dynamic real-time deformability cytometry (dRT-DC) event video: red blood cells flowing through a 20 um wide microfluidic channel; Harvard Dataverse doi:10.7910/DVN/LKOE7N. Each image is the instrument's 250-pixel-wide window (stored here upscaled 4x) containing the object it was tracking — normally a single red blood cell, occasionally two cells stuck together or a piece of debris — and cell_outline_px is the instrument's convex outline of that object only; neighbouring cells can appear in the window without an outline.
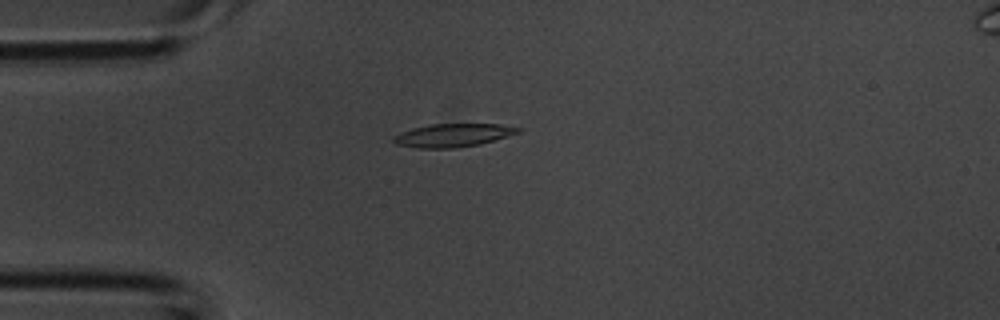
{"species": "common noctule bat (a hibernating species)", "species_latin": "Nyctalus noctula", "temperature_condition": "room temperature", "stored_images_in_passage": 34, "camera_frame_rate_fps": 3000, "um_per_image_px": 0.085, "animal": {"sex": "male", "body_mass_g": 20.1, "forearm_length_mm": 53.5}, "frame": {"image": 1, "passage_image": 3, "time_ms": 0.667, "image_size_px": [1000, 320], "cell_outline_px": [[520, 132], [480, 144], [452, 148], [420, 148], [396, 144], [392, 140], [392, 136], [400, 132], [412, 128], [428, 124], [500, 124], [520, 128]], "centroid_in_image_um": [38.44, 11.49], "position_along_channel_um": 46.6, "area_um2": 16.76}}
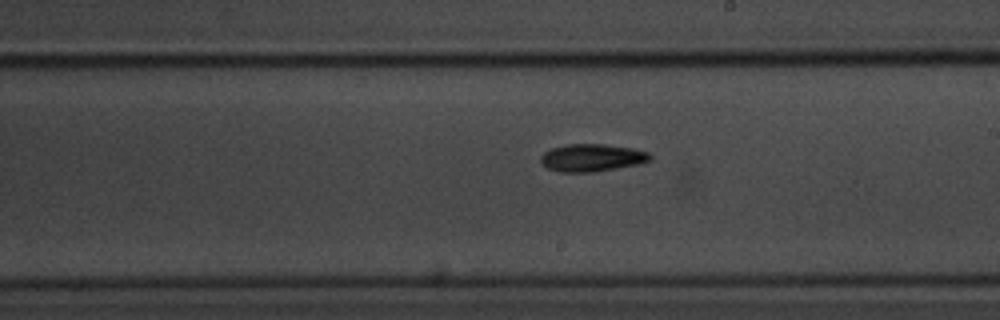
{"frame": {"image": 2, "passage_image": 16, "time_ms": 5.0, "image_size_px": [1000, 320], "cell_outline_px": [[652, 160], [640, 164], [592, 172], [560, 172], [548, 168], [540, 164], [540, 156], [544, 152], [552, 148], [564, 144], [604, 144], [632, 148], [648, 152], [652, 156]], "centroid_in_image_um": [50.3, 13.4], "position_along_channel_um": 238.7, "area_um2": 17.69}}
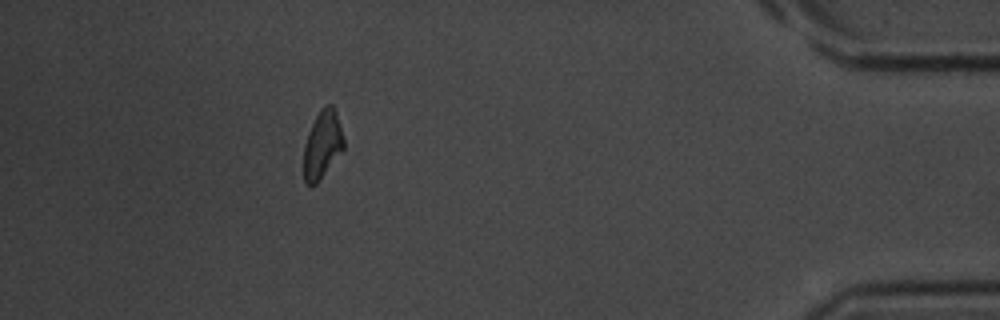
{"frame": {"image": 3, "passage_image": 30, "time_ms": 9.667, "image_size_px": [1000, 320], "cell_outline_px": [[344, 148], [316, 184], [308, 184], [304, 180], [304, 144], [308, 132], [320, 108], [324, 104], [332, 104], [336, 112], [344, 140]], "centroid_in_image_um": [27.4, 12.25], "position_along_channel_um": 407.8, "area_um2": 15.61}}